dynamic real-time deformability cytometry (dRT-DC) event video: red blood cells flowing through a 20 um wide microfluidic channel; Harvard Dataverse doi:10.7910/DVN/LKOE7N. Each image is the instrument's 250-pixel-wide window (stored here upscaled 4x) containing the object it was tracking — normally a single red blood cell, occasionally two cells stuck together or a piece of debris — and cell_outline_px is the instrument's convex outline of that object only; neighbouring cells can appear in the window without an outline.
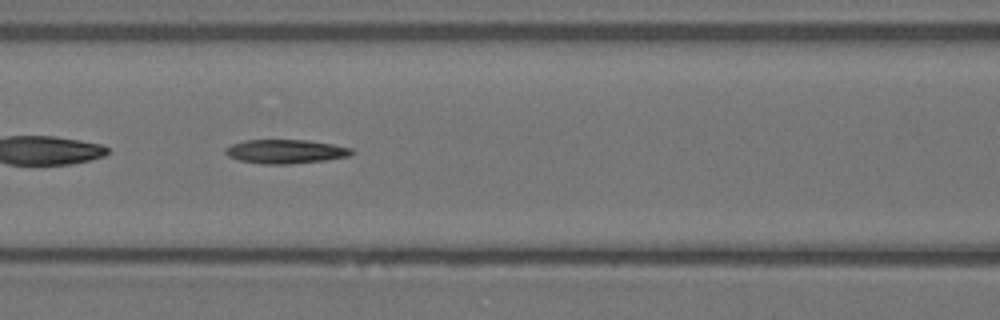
{"species": "Egyptian fruit bat (a non-hibernating species)", "species_latin": "Rousettus aegyptiacus", "temperature_condition": "warm", "stored_images_in_passage": 55, "segment_of_instrument_passage": [2, 2], "camera_frame_rate_fps": 3000, "um_per_image_px": 0.085, "animal": {"sex": "female"}, "frame": {"image": 1, "passage_image": 23, "time_ms": 7.333, "image_size_px": [1000, 320], "cell_outline_px": [[356, 152], [348, 156], [324, 160], [288, 164], [264, 164], [240, 160], [228, 156], [224, 152], [224, 148], [232, 144], [244, 140], [308, 140], [332, 144], [352, 148]], "centroid_in_image_um": [24.27, 12.87], "position_along_channel_um": 142.3, "area_um2": 17.57}}
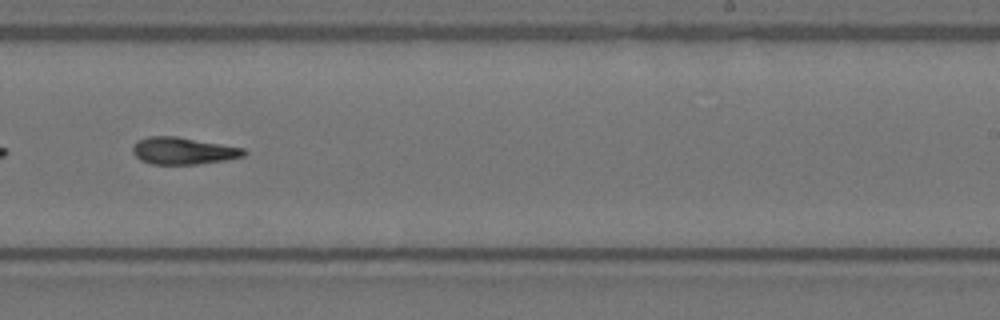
{"frame": {"image": 2, "passage_image": 34, "time_ms": 11.0, "image_size_px": [1000, 320], "cell_outline_px": [[248, 152], [244, 156], [224, 160], [200, 164], [152, 164], [140, 160], [132, 152], [132, 144], [136, 140], [148, 136], [176, 136], [244, 148]], "centroid_in_image_um": [15.53, 12.81], "position_along_channel_um": 273.5, "area_um2": 17.63}}
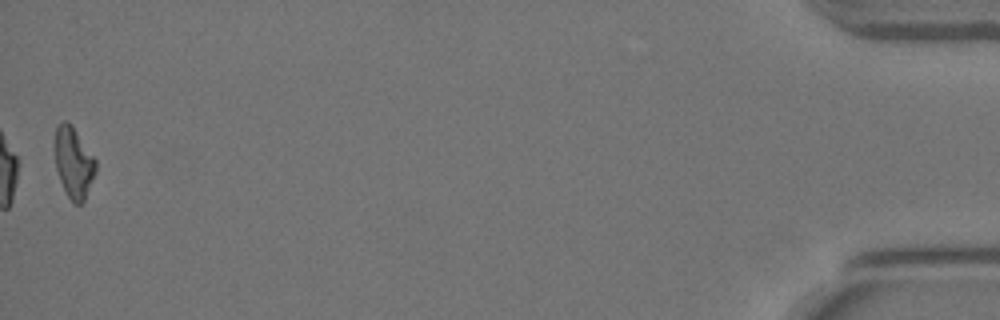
{"frame": {"image": 3, "passage_image": 55, "time_ms": 18.0, "image_size_px": [1000, 320], "cell_outline_px": [[96, 172], [84, 200], [80, 204], [72, 204], [60, 180], [56, 168], [52, 144], [56, 128], [64, 120], [72, 124], [96, 160]], "centroid_in_image_um": [6.23, 13.79], "position_along_channel_um": 429.0, "area_um2": 17.17}}